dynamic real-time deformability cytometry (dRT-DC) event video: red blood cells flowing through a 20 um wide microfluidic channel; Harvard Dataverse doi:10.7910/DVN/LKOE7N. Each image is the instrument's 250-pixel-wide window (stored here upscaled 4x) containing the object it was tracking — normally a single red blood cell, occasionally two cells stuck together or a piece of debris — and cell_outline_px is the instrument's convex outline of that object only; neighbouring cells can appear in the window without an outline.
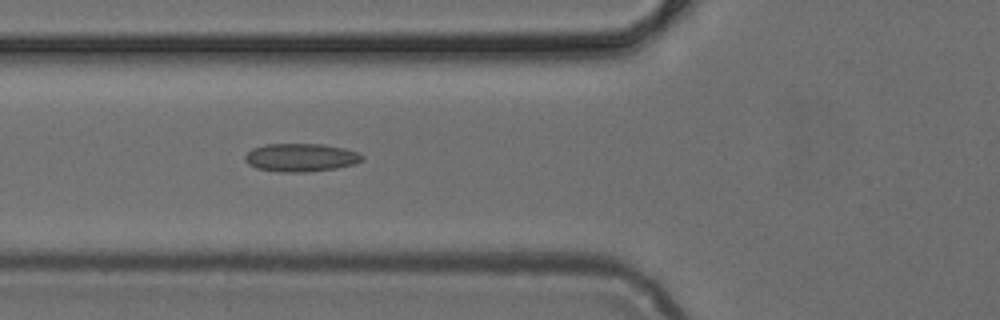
{"species": "common noctule bat (a hibernating species)", "species_latin": "Nyctalus noctula", "temperature_condition": "cold", "stored_images_in_passage": 6, "segment_of_instrument_passage": [1, 2], "camera_frame_rate_fps": 3000, "um_per_image_px": 0.085, "animal": {"sex": "female", "body_mass_g": 24.6, "forearm_length_mm": 56.2}, "frame": {"image": 1, "passage_image": 5, "time_ms": 1.333, "image_size_px": [1000, 320], "cell_outline_px": [[364, 160], [356, 164], [336, 168], [304, 172], [280, 172], [256, 168], [248, 164], [244, 160], [244, 156], [252, 148], [264, 144], [324, 144], [344, 148], [356, 152], [364, 156]], "centroid_in_image_um": [25.56, 13.39], "position_along_channel_um": 100.2, "area_um2": 19.36}}